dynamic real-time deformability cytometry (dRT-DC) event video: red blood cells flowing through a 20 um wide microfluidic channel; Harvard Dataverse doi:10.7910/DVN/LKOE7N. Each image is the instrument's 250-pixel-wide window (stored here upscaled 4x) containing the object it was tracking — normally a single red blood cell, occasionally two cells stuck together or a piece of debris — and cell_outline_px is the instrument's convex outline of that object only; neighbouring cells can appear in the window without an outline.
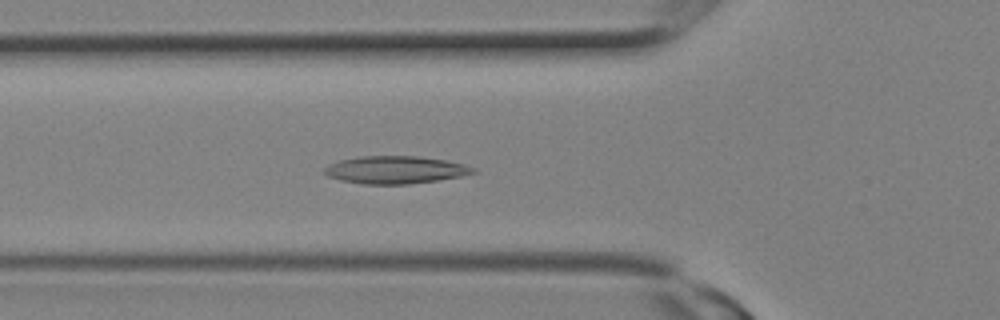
{"species": "Egyptian fruit bat (a non-hibernating species)", "species_latin": "Rousettus aegyptiacus", "temperature_condition": "room temperature", "stored_images_in_passage": 25, "camera_frame_rate_fps": 3000, "um_per_image_px": 0.085, "animal": {"sex": "female"}, "frame": {"image": 1, "passage_image": 9, "time_ms": 2.667, "image_size_px": [1000, 320], "cell_outline_px": [[476, 172], [460, 176], [436, 180], [408, 184], [364, 184], [340, 180], [328, 176], [320, 172], [328, 164], [340, 160], [360, 156], [416, 156], [444, 160], [464, 164], [476, 168]], "centroid_in_image_um": [33.55, 14.43], "position_along_channel_um": 92.3, "area_um2": 23.87}}
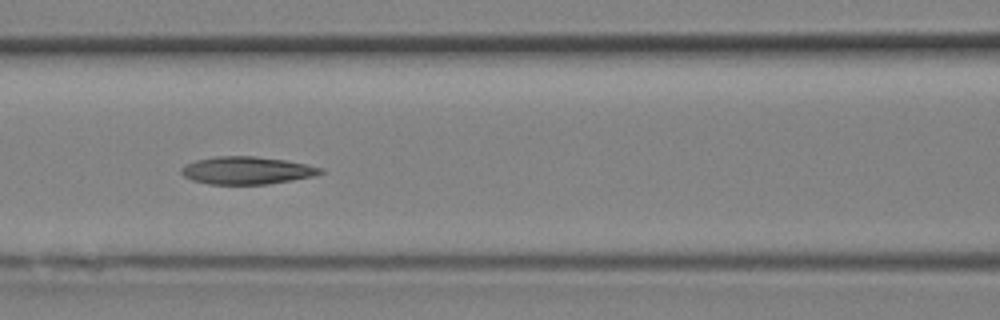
{"frame": {"image": 2, "passage_image": 11, "time_ms": 3.333, "image_size_px": [1000, 320], "cell_outline_px": [[324, 172], [316, 176], [268, 184], [208, 184], [192, 180], [184, 176], [180, 172], [180, 168], [184, 164], [196, 160], [216, 156], [256, 156], [284, 160], [324, 168]], "centroid_in_image_um": [20.96, 14.48], "position_along_channel_um": 145.6, "area_um2": 22.48}}
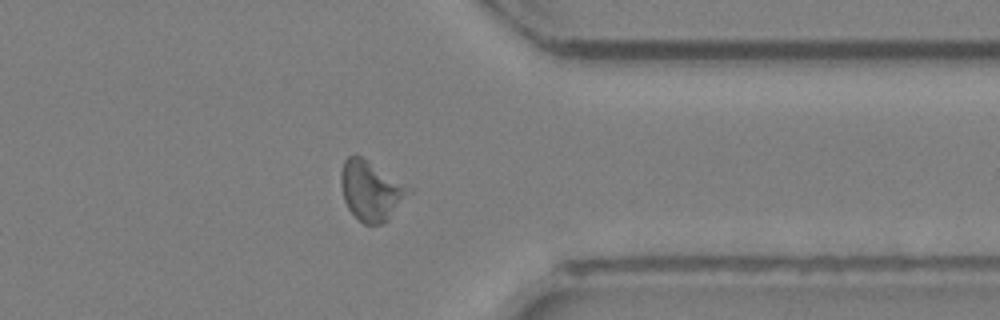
{"frame": {"image": 3, "passage_image": 20, "time_ms": 6.333, "image_size_px": [1000, 320], "cell_outline_px": [[416, 188], [388, 220], [384, 224], [364, 224], [348, 208], [344, 200], [340, 184], [340, 172], [344, 160], [348, 156], [360, 156]], "centroid_in_image_um": [31.6, 16.2], "position_along_channel_um": 379.8, "area_um2": 23.99}}